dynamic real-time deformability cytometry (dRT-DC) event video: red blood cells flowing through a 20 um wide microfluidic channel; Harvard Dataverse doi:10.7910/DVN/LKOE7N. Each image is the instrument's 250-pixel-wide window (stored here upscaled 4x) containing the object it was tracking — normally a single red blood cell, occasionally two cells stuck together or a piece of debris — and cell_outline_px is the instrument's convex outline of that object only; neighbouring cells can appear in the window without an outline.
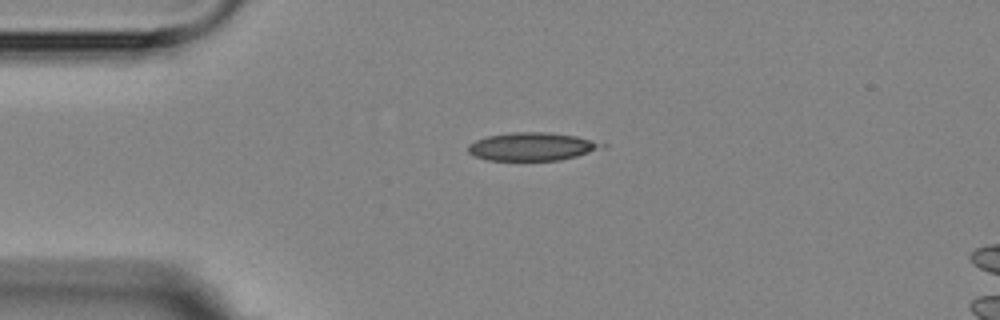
{"species": "Egyptian fruit bat (a non-hibernating species)", "species_latin": "Rousettus aegyptiacus", "temperature_condition": "room temperature", "stored_images_in_passage": 2, "camera_frame_rate_fps": 3000, "um_per_image_px": 0.085, "animal": {"sex": "female"}, "frame": {"image": 1, "passage_image": 1, "time_ms": 0.0, "image_size_px": [1000, 320], "cell_outline_px": [[608, 144], [604, 148], [576, 156], [560, 160], [488, 160], [472, 156], [468, 152], [468, 144], [476, 140], [488, 136], [512, 132], [548, 132], [576, 136]], "centroid_in_image_um": [45.22, 12.46], "position_along_channel_um": 39.8, "area_um2": 21.96}}